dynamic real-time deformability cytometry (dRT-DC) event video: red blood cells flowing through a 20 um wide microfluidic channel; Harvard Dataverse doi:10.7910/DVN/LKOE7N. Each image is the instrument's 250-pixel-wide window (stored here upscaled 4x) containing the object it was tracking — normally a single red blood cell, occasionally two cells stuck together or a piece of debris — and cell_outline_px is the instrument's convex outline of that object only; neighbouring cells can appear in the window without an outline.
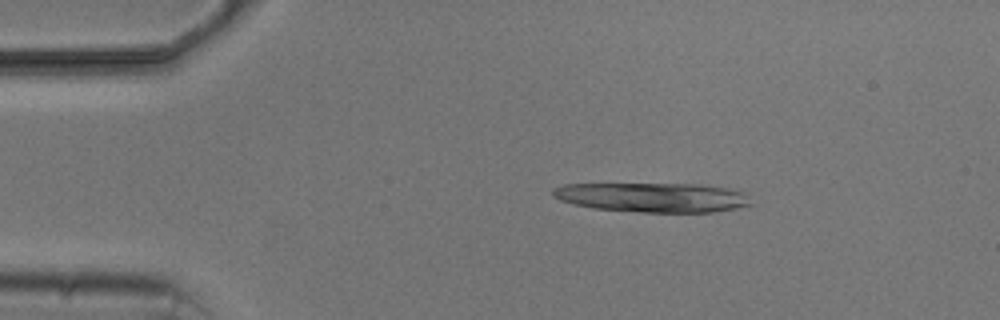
{"species": "common noctule bat (a hibernating species)", "species_latin": "Nyctalus noctula", "temperature_condition": "cold", "stored_images_in_passage": 3, "camera_frame_rate_fps": 3000, "um_per_image_px": 0.085, "animal": {"sex": "male", "body_mass_g": 20.5, "forearm_length_mm": 52.5}, "frame": {"image": 1, "passage_image": 2, "time_ms": 1.333, "image_size_px": [1000, 320], "cell_outline_px": [[756, 204], [736, 208], [712, 212], [644, 212], [592, 208], [572, 204], [560, 200], [552, 196], [552, 188], [564, 184], [700, 184], [728, 188], [744, 192]], "centroid_in_image_um": [55.5, 16.77], "position_along_channel_um": 29.5, "area_um2": 34.28}}